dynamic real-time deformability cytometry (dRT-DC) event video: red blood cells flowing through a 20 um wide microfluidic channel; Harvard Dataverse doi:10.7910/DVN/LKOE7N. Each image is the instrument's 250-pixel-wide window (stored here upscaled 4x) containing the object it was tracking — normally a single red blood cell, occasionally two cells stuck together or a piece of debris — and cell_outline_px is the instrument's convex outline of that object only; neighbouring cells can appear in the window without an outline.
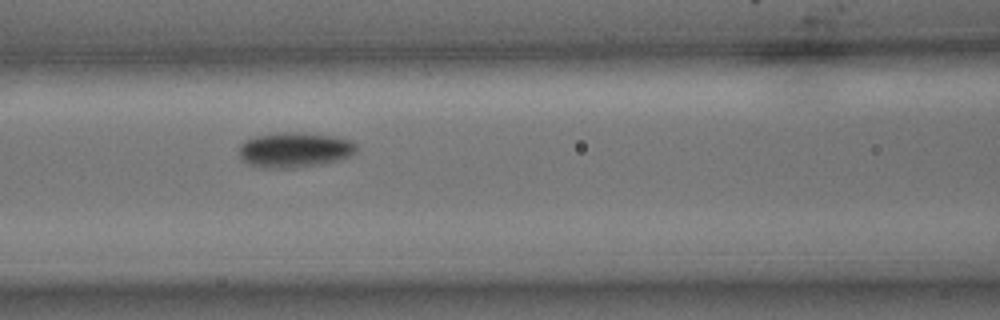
{"species": "common noctule bat (a hibernating species)", "species_latin": "Nyctalus noctula", "temperature_condition": "cold", "stored_images_in_passage": 14, "camera_frame_rate_fps": 3000, "um_per_image_px": 0.085, "animal": {"sex": "male", "body_mass_g": 15.6}, "frame": {"image": 1, "passage_image": 6, "time_ms": 1.667, "image_size_px": [1000, 320], "cell_outline_px": [[356, 152], [348, 156], [336, 160], [320, 164], [296, 168], [260, 168], [248, 164], [240, 160], [240, 144], [244, 140], [256, 136], [284, 132], [300, 132], [332, 136], [352, 140], [356, 144]], "centroid_in_image_um": [25.0, 12.74], "position_along_channel_um": 141.6, "area_um2": 24.1}}
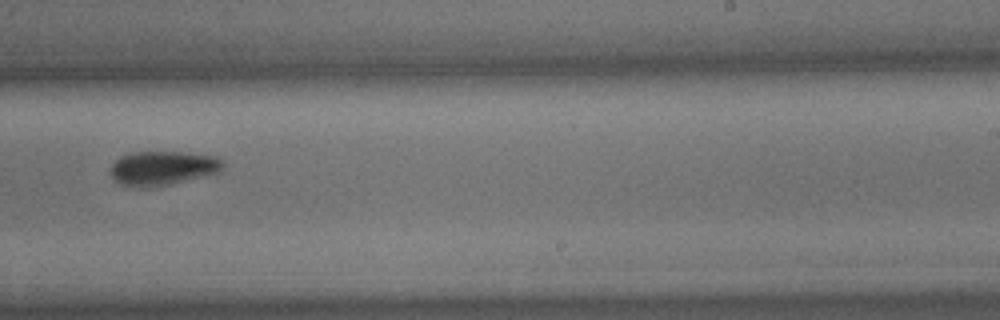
{"frame": {"image": 2, "passage_image": 10, "time_ms": 3.0, "image_size_px": [1000, 320], "cell_outline_px": [[224, 164], [220, 172], [156, 188], [128, 188], [120, 184], [112, 176], [112, 164], [120, 156], [132, 152], [180, 152], [212, 156], [220, 160]], "centroid_in_image_um": [13.79, 14.32], "position_along_channel_um": 275.2, "area_um2": 22.54}}
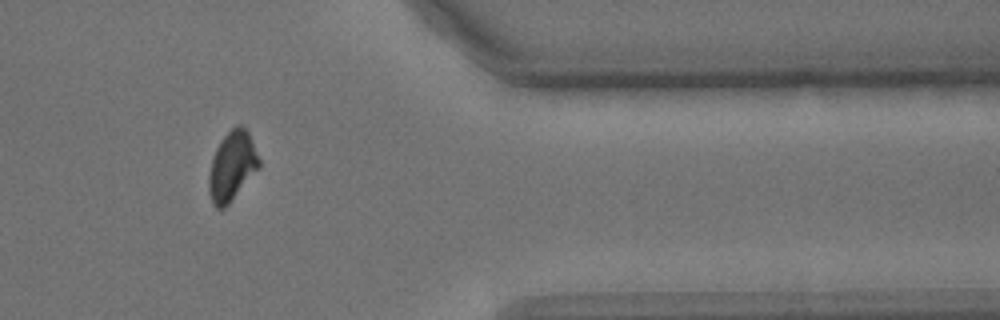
{"frame": {"image": 3, "passage_image": 13, "time_ms": 4.0, "image_size_px": [1000, 320], "cell_outline_px": [[260, 168], [228, 204], [224, 208], [216, 208], [212, 204], [208, 192], [208, 176], [212, 160], [216, 148], [220, 140], [236, 124], [240, 124], [248, 132], [260, 160]], "centroid_in_image_um": [19.71, 14.13], "position_along_channel_um": 391.7, "area_um2": 20.29}}